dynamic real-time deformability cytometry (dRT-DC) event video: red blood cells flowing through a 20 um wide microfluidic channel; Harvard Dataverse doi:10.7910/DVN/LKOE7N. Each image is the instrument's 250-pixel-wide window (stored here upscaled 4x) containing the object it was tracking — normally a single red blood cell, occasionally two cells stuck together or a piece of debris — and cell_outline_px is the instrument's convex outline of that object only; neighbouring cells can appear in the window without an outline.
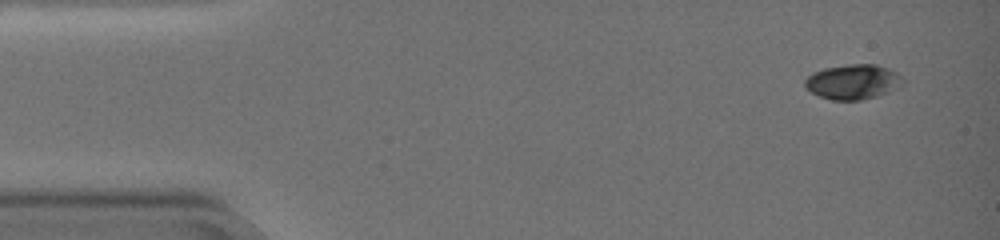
{"species": "common noctule bat (a hibernating species)", "species_latin": "Nyctalus noctula", "temperature_condition": "warm", "stored_images_in_passage": 56, "camera_frame_rate_fps": 3000, "um_per_image_px": 0.085, "animal": {"sex": "female", "body_mass_g": 19.0, "forearm_length_mm": 51.5}, "frame": {"image": 1, "passage_image": 1, "time_ms": 0.0, "image_size_px": [1000, 240], "cell_outline_px": [[904, 84], [888, 92], [876, 96], [860, 100], [832, 100], [820, 96], [804, 88], [804, 80], [812, 72], [824, 68], [848, 64], [876, 64], [888, 68], [896, 72], [904, 80]], "centroid_in_image_um": [72.48, 6.95], "position_along_channel_um": 12.5, "area_um2": 20.0}}
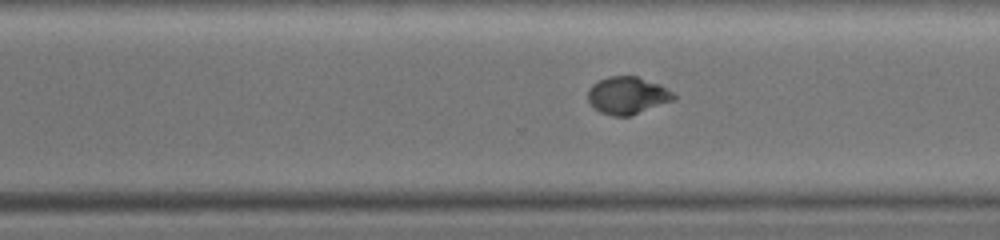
{"frame": {"image": 2, "passage_image": 39, "time_ms": 12.667, "image_size_px": [1000, 240], "cell_outline_px": [[676, 100], [632, 116], [612, 116], [600, 112], [588, 100], [588, 88], [592, 84], [608, 76], [636, 76], [660, 84], [672, 92], [676, 96]], "centroid_in_image_um": [53.36, 8.12], "position_along_channel_um": 317.2, "area_um2": 18.84}}
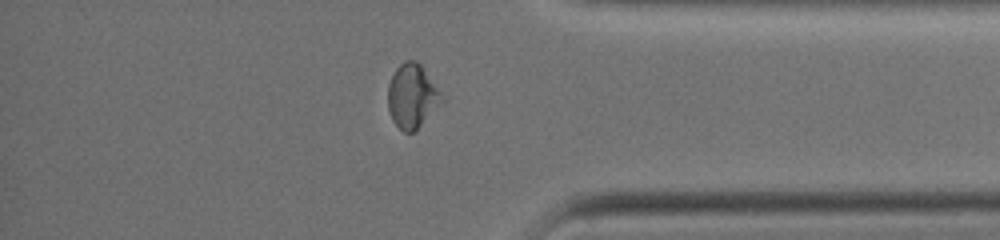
{"frame": {"image": 3, "passage_image": 47, "time_ms": 15.333, "image_size_px": [1000, 240], "cell_outline_px": [[436, 96], [420, 124], [412, 132], [404, 132], [392, 120], [388, 108], [388, 84], [396, 68], [404, 60], [416, 60], [420, 64], [436, 88]], "centroid_in_image_um": [34.84, 8.09], "position_along_channel_um": 400.4, "area_um2": 18.09}, "authors_computed_cell_mechanics": {"area_um2": 19.7965, "velocity_mm_per_s": 3.3029, "shape_relaxation_time_tau1_ms": 8.2097, "shape_relaxation_time_tau2_ms": null, "deformation_change_tau1": 0.2383, "deformation_change_tau2": null}}